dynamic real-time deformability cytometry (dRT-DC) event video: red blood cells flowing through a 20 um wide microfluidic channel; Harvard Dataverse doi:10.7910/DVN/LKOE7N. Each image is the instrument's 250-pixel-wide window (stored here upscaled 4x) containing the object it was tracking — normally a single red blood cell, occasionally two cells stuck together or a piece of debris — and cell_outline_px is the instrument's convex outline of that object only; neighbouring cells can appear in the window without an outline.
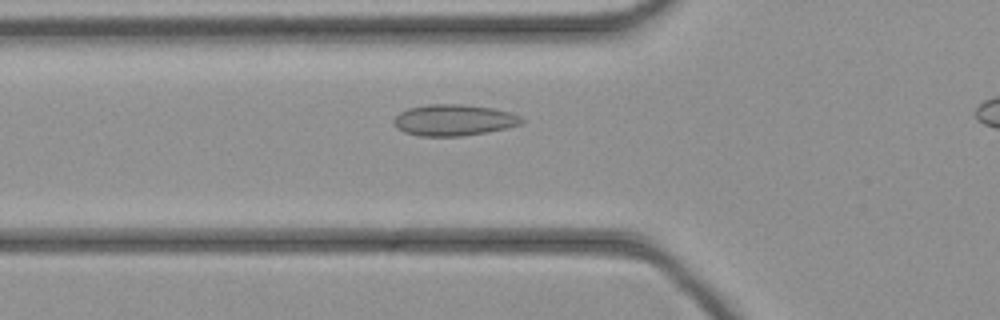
{"species": "common noctule bat (a hibernating species)", "species_latin": "Nyctalus noctula", "temperature_condition": "cold", "stored_images_in_passage": 30, "camera_frame_rate_fps": 3000, "um_per_image_px": 0.085, "animal": {"sex": "female", "body_mass_g": 21.9}, "frame": {"image": 1, "passage_image": 7, "time_ms": 2.0, "image_size_px": [1000, 320], "cell_outline_px": [[524, 120], [520, 124], [508, 128], [488, 132], [460, 136], [420, 136], [404, 132], [396, 128], [392, 120], [400, 112], [408, 108], [428, 104], [464, 104], [492, 108], [512, 112], [520, 116]], "centroid_in_image_um": [38.57, 10.2], "position_along_channel_um": 87.2, "area_um2": 23.47}}
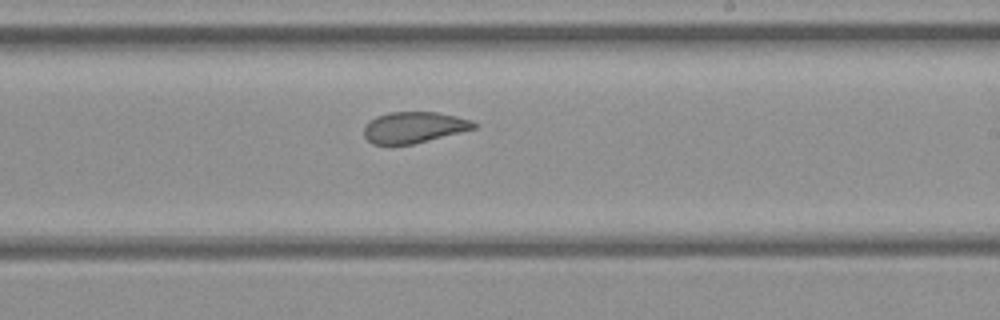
{"frame": {"image": 2, "passage_image": 18, "time_ms": 5.667, "image_size_px": [1000, 320], "cell_outline_px": [[476, 128], [412, 144], [372, 144], [364, 136], [364, 128], [376, 116], [388, 112], [436, 112], [456, 116], [472, 120], [476, 124]], "centroid_in_image_um": [35.18, 10.82], "position_along_channel_um": 253.8, "area_um2": 19.65}}
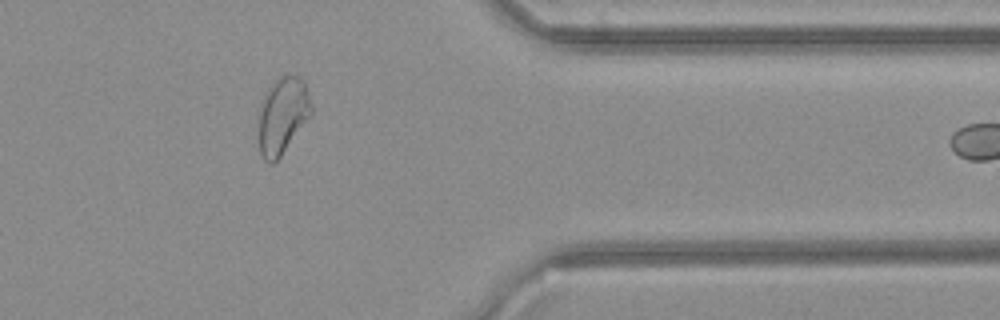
{"frame": {"image": 3, "passage_image": 28, "time_ms": 9.0, "image_size_px": [1000, 320], "cell_outline_px": [[312, 112], [280, 156], [272, 164], [268, 164], [264, 160], [260, 152], [260, 112], [264, 96], [268, 88], [276, 76], [296, 76], [304, 80], [308, 88], [312, 104]], "centroid_in_image_um": [24.04, 9.77], "position_along_channel_um": 387.4, "area_um2": 23.06}}